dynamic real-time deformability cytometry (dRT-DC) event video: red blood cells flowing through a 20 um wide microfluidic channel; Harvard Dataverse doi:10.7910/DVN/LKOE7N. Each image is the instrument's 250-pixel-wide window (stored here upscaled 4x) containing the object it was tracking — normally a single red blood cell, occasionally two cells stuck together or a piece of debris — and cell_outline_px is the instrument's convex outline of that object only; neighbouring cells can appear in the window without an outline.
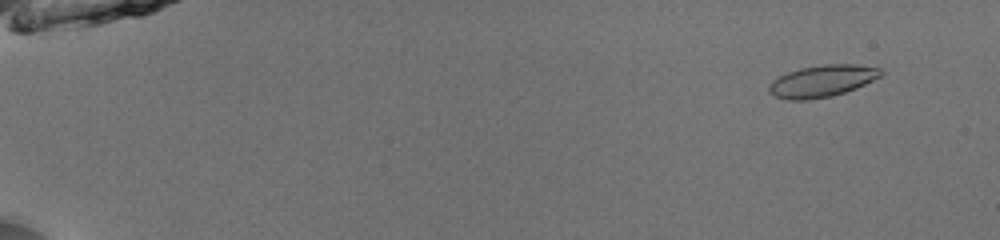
{"species": "common noctule bat (a hibernating species)", "species_latin": "Nyctalus noctula", "temperature_condition": "room temperature", "stored_images_in_passage": 53, "camera_frame_rate_fps": 3000, "um_per_image_px": 0.085, "animal": {"sex": "male", "body_mass_g": 13.0, "forearm_length_mm": 53.1}, "frame": {"image": 1, "passage_image": 5, "time_ms": 1.333, "image_size_px": [1000, 240], "cell_outline_px": [[884, 72], [880, 76], [856, 88], [832, 96], [808, 100], [788, 100], [776, 96], [768, 92], [768, 88], [772, 80], [788, 72], [800, 68], [824, 64], [852, 64], [880, 68]], "centroid_in_image_um": [69.86, 6.89], "position_along_channel_um": 15.1, "area_um2": 20.63}}
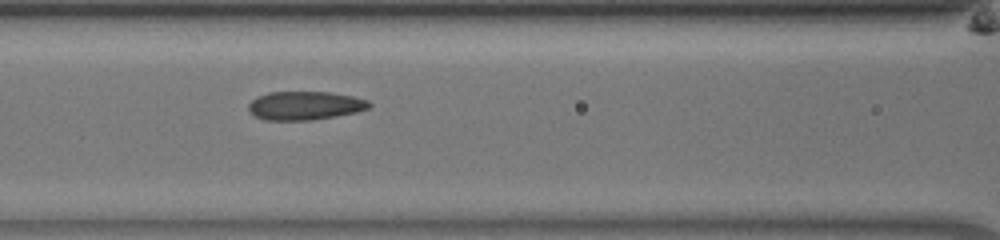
{"frame": {"image": 2, "passage_image": 26, "time_ms": 8.333, "image_size_px": [1000, 240], "cell_outline_px": [[372, 104], [368, 108], [356, 112], [336, 116], [312, 120], [264, 120], [256, 116], [248, 108], [248, 104], [256, 96], [268, 92], [328, 92], [352, 96], [368, 100]], "centroid_in_image_um": [25.91, 8.97], "position_along_channel_um": 140.7, "area_um2": 20.06}}
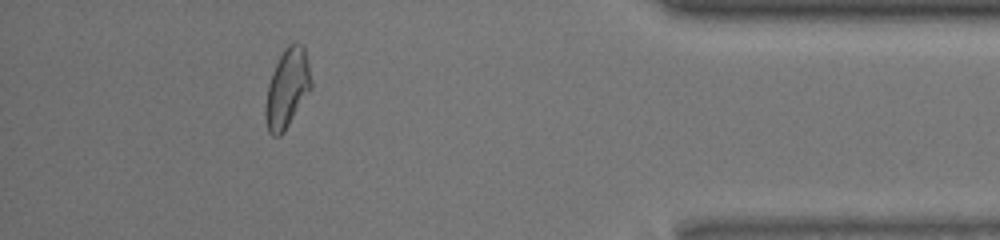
{"frame": {"image": 3, "passage_image": 49, "time_ms": 16.0, "image_size_px": [1000, 240], "cell_outline_px": [[312, 88], [284, 132], [280, 136], [272, 136], [268, 132], [264, 120], [264, 108], [268, 84], [272, 72], [284, 48], [288, 44], [296, 40], [304, 44], [312, 84]], "centroid_in_image_um": [24.4, 7.51], "position_along_channel_um": 410.8, "area_um2": 21.39}, "authors_computed_cell_mechanics": {"area_um2": 20.3456, "velocity_mm_per_s": 3.9606, "shape_relaxation_time_tau1_ms": null, "shape_relaxation_time_tau2_ms": 1.9226, "deformation_change_tau1": null, "deformation_change_tau2": 0.0593}}